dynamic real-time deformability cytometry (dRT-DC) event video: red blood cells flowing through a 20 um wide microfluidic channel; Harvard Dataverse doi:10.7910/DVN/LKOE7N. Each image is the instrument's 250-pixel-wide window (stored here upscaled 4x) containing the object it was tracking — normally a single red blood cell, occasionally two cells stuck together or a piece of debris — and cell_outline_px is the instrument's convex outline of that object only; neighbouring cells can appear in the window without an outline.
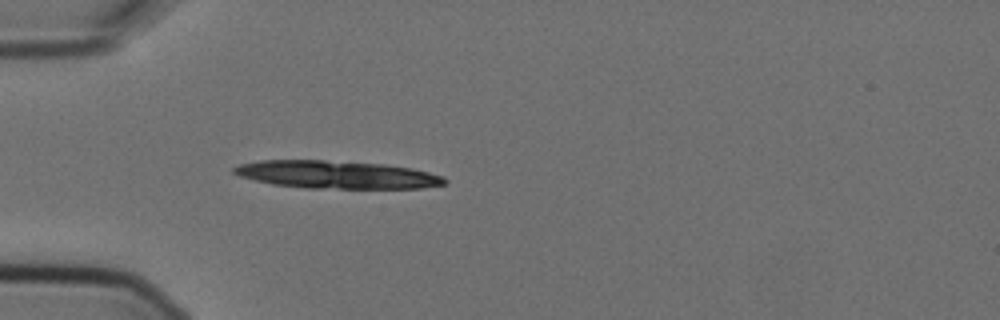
{"species": "Egyptian fruit bat (a non-hibernating species)", "species_latin": "Rousettus aegyptiacus", "temperature_condition": "cold", "stored_images_in_passage": 3, "camera_frame_rate_fps": 3000, "um_per_image_px": 0.085, "animal": {"sex": "female"}, "frame": {"image": 1, "passage_image": 3, "time_ms": 0.667, "image_size_px": [1000, 320], "cell_outline_px": [[448, 180], [444, 184], [420, 188], [304, 188], [272, 184], [240, 176], [232, 172], [232, 168], [240, 164], [260, 160], [324, 160], [384, 164], [412, 168], [444, 176]], "centroid_in_image_um": [28.61, 14.84], "position_along_channel_um": 56.4, "area_um2": 34.04}}